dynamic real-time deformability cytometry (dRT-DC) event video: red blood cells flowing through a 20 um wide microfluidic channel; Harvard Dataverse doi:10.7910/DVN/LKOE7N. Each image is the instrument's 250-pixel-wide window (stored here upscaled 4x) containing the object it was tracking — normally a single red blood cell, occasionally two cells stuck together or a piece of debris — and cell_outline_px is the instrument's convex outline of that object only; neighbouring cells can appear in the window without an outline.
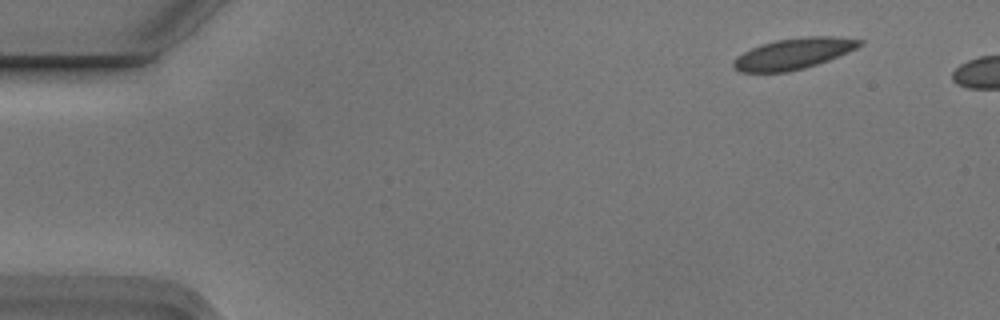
{"species": "Egyptian fruit bat (a non-hibernating species)", "species_latin": "Rousettus aegyptiacus", "temperature_condition": "cold", "stored_images_in_passage": 4, "segment_of_instrument_passage": [2, 2], "camera_frame_rate_fps": 3000, "um_per_image_px": 0.085, "animal": {"sex": "male"}, "frame": {"image": 1, "passage_image": 4, "time_ms": 1.0, "image_size_px": [1000, 320], "cell_outline_px": [[864, 44], [848, 52], [828, 60], [804, 68], [788, 72], [740, 72], [732, 68], [732, 60], [736, 56], [760, 44], [776, 40], [804, 36], [832, 36], [864, 40]], "centroid_in_image_um": [67.42, 4.56], "position_along_channel_um": 17.6, "area_um2": 22.89}}